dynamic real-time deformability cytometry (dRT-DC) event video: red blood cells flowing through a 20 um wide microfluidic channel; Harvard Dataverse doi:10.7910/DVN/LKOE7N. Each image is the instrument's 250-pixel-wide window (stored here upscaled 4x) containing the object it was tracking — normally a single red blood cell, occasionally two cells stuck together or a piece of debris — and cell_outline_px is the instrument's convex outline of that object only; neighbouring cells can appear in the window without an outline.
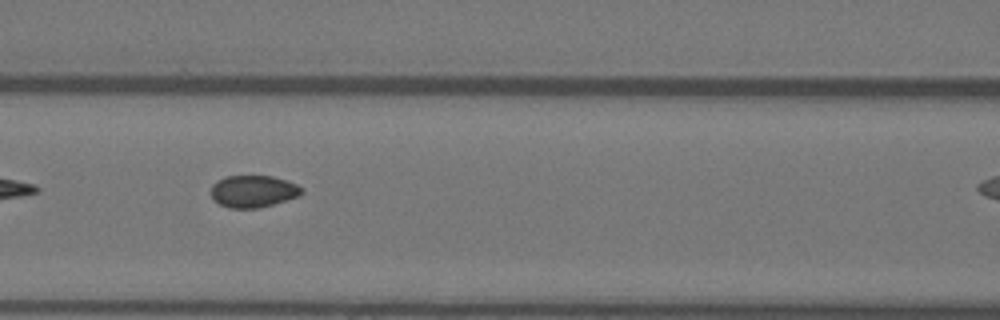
{"species": "Egyptian fruit bat (a non-hibernating species)", "species_latin": "Rousettus aegyptiacus", "temperature_condition": "warm", "stored_images_in_passage": 5, "camera_frame_rate_fps": 3000, "um_per_image_px": 0.085, "animal": {"sex": "female"}, "frame": {"image": 1, "passage_image": 4, "time_ms": 1.0, "image_size_px": [1000, 320], "cell_outline_px": [[304, 192], [300, 196], [260, 208], [232, 208], [220, 204], [212, 196], [212, 184], [216, 180], [224, 176], [272, 176], [296, 184], [304, 188]], "centroid_in_image_um": [21.55, 16.26], "position_along_channel_um": 145.0, "area_um2": 16.94}}